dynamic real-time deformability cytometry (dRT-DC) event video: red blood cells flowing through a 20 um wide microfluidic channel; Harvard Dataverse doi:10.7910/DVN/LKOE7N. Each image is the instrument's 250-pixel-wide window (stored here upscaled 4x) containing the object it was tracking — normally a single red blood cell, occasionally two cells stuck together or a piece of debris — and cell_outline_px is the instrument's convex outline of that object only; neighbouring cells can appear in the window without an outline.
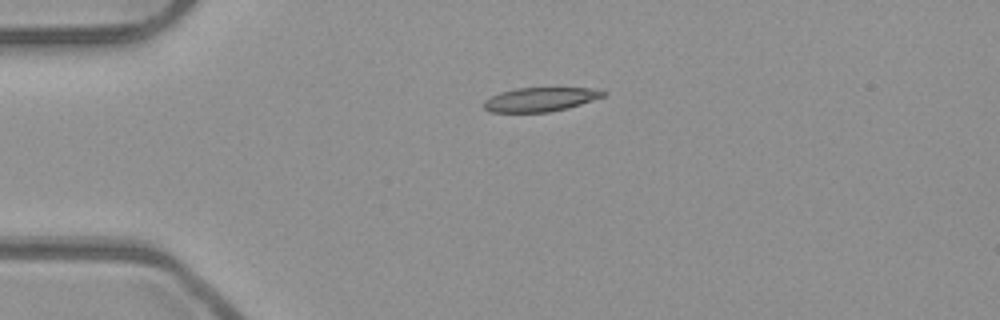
{"species": "common noctule bat (a hibernating species)", "species_latin": "Nyctalus noctula", "temperature_condition": "room temperature", "stored_images_in_passage": 3, "camera_frame_rate_fps": 3000, "um_per_image_px": 0.085, "animal": {"sex": "male", "body_mass_g": 23.1, "forearm_length_mm": 52.7}, "frame": {"image": 1, "passage_image": 1, "time_ms": 0.0, "image_size_px": [1000, 320], "cell_outline_px": [[608, 92], [604, 96], [568, 108], [548, 112], [488, 112], [484, 108], [484, 100], [500, 92], [516, 88], [592, 88]], "centroid_in_image_um": [45.91, 8.45], "position_along_channel_um": 39.1, "area_um2": 16.65}}
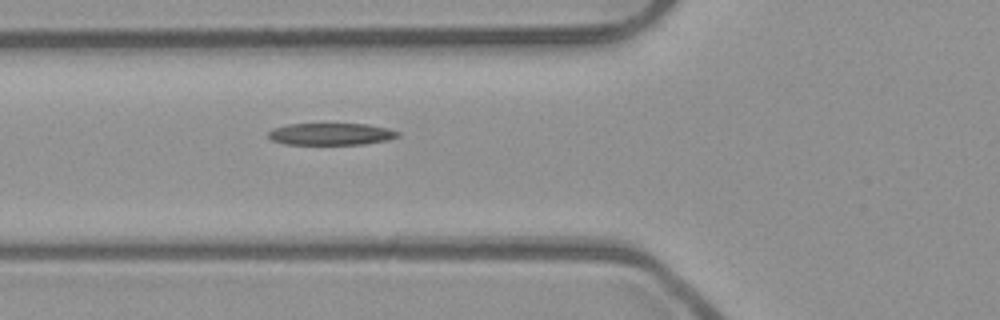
{"frame": {"image": 2, "passage_image": 3, "time_ms": 0.667, "image_size_px": [1000, 320], "cell_outline_px": [[400, 136], [388, 140], [364, 144], [284, 144], [272, 140], [268, 136], [268, 132], [272, 128], [288, 124], [368, 124], [400, 132]], "centroid_in_image_um": [28.12, 11.39], "position_along_channel_um": 97.7, "area_um2": 16.53}}